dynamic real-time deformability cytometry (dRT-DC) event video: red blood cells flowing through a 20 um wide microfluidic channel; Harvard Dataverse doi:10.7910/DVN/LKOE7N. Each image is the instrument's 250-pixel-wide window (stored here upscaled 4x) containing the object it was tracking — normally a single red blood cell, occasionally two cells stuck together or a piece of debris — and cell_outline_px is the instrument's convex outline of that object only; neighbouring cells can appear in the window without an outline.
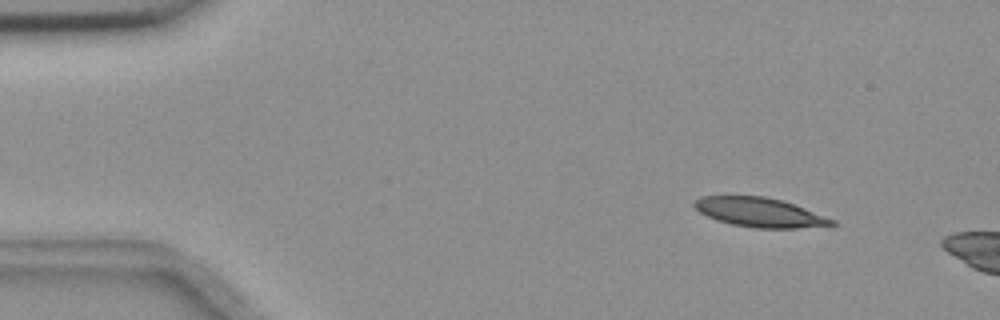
{"species": "common noctule bat (a hibernating species)", "species_latin": "Nyctalus noctula", "temperature_condition": "room temperature", "stored_images_in_passage": 3, "camera_frame_rate_fps": 3000, "um_per_image_px": 0.085, "animal": {"sex": "female", "body_mass_g": 18.4}, "frame": {"image": 1, "passage_image": 1, "time_ms": 0.0, "image_size_px": [1000, 320], "cell_outline_px": [[836, 224], [796, 228], [756, 228], [732, 224], [716, 220], [700, 212], [692, 204], [700, 196], [764, 196], [784, 200], [836, 220]], "centroid_in_image_um": [64.57, 18.04], "position_along_channel_um": 20.4, "area_um2": 23.35}}